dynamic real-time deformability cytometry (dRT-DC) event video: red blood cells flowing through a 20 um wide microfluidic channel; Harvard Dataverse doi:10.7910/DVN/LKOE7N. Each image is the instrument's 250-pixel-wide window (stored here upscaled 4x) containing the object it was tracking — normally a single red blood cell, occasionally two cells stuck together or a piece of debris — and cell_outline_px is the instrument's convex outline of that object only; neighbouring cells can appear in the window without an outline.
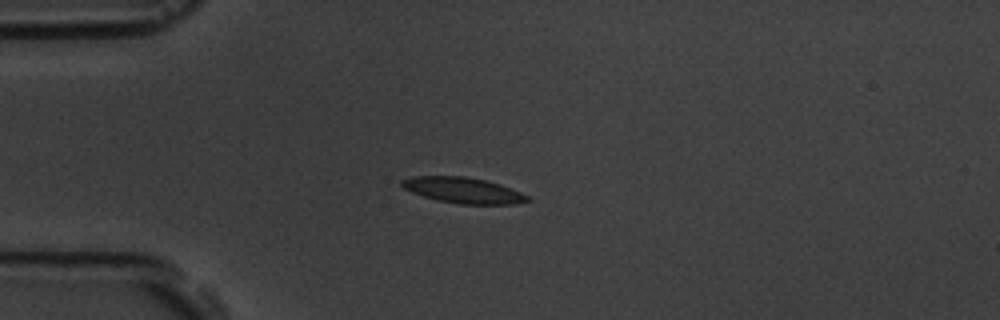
{"species": "common noctule bat (a hibernating species)", "species_latin": "Nyctalus noctula", "temperature_condition": "room temperature", "stored_images_in_passage": 6, "camera_frame_rate_fps": 3000, "um_per_image_px": 0.085, "animal": {"sex": "male", "body_mass_g": 19.5, "forearm_length_mm": 54.6}, "frame": {"image": 1, "passage_image": 4, "time_ms": 3.333, "image_size_px": [1000, 320], "cell_outline_px": [[532, 200], [516, 204], [460, 204], [436, 200], [412, 192], [404, 188], [400, 184], [400, 180], [412, 176], [464, 176], [484, 180], [500, 184], [520, 192], [528, 196]], "centroid_in_image_um": [39.36, 16.17], "position_along_channel_um": 45.6, "area_um2": 18.84}}
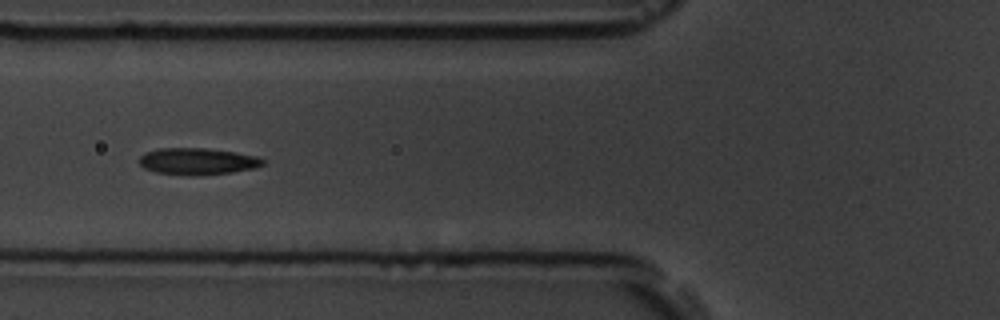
{"frame": {"image": 2, "passage_image": 6, "time_ms": 5.667, "image_size_px": [1000, 320], "cell_outline_px": [[264, 164], [256, 168], [232, 172], [156, 172], [144, 168], [140, 164], [140, 156], [144, 152], [160, 148], [208, 148], [236, 152], [256, 156], [264, 160]], "centroid_in_image_um": [16.81, 13.65], "position_along_channel_um": 109.0, "area_um2": 18.21}}